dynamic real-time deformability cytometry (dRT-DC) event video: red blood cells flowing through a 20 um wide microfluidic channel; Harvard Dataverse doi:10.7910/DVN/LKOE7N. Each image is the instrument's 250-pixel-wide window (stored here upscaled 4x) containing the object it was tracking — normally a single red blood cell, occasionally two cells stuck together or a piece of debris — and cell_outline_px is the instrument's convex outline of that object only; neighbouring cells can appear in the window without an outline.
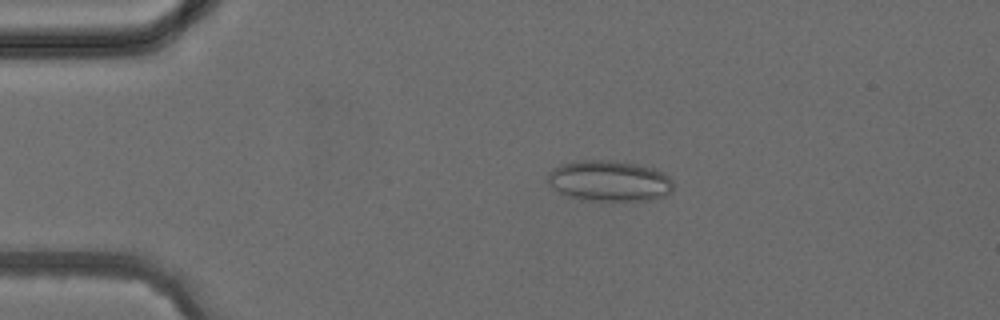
{"species": "common noctule bat (a hibernating species)", "species_latin": "Nyctalus noctula", "temperature_condition": "cold", "stored_images_in_passage": 3, "camera_frame_rate_fps": 3000, "um_per_image_px": 0.085, "animal": {"sex": "female", "body_mass_g": 24.6, "forearm_length_mm": 56.2}, "frame": {"image": 1, "passage_image": 2, "time_ms": 2.333, "image_size_px": [1000, 320], "cell_outline_px": [[672, 192], [664, 196], [652, 200], [580, 200], [560, 192], [548, 184], [548, 172], [552, 168], [560, 164], [572, 160], [612, 160], [636, 164], [656, 168], [664, 172], [672, 180]], "centroid_in_image_um": [51.79, 15.36], "position_along_channel_um": 33.2, "area_um2": 30.17}}